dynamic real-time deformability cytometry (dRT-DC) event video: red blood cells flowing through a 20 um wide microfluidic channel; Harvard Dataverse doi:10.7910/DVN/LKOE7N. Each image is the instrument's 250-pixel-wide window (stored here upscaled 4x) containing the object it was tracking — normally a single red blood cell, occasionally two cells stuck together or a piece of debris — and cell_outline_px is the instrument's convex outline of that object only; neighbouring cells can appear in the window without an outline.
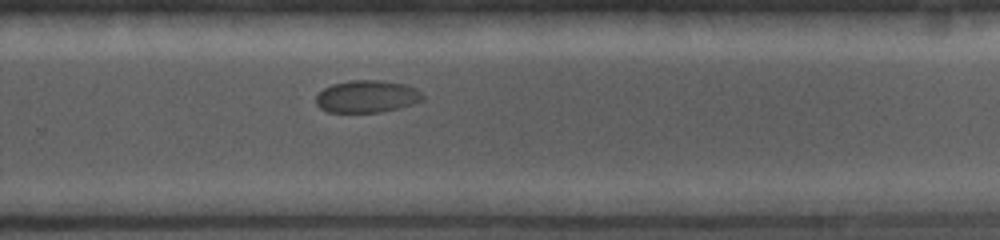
{"species": "common noctule bat (a hibernating species)", "species_latin": "Nyctalus noctula", "temperature_condition": "cold", "stored_images_in_passage": 16, "camera_frame_rate_fps": 5000, "um_per_image_px": 0.085, "animal": {"sex": "female", "body_mass_g": 19.0, "forearm_length_mm": 56.7}, "frame": {"image": 1, "passage_image": 16, "time_ms": 7.2, "image_size_px": [1000, 240], "cell_outline_px": [[424, 100], [412, 104], [380, 112], [328, 112], [320, 108], [316, 104], [316, 96], [324, 88], [332, 84], [352, 80], [380, 80], [408, 84], [416, 88], [424, 96]], "centroid_in_image_um": [31.2, 8.19], "position_along_channel_um": 298.6, "area_um2": 20.11}}